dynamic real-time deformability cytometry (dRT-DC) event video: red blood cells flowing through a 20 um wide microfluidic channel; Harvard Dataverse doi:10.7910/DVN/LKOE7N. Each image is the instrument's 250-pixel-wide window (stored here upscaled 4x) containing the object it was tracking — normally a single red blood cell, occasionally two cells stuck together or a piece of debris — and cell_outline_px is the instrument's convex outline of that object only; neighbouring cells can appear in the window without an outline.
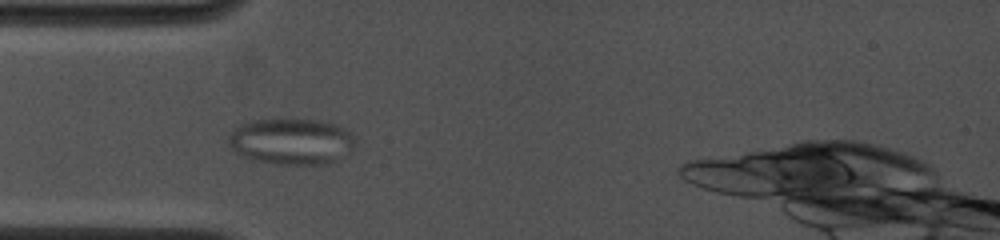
{"species": "common noctule bat (a hibernating species)", "species_latin": "Nyctalus noctula", "temperature_condition": "cold", "stored_images_in_passage": 54, "camera_frame_rate_fps": 4500, "um_per_image_px": 0.085, "animal": {"sex": "female", "body_mass_g": 19.0, "forearm_length_mm": 53.3}, "frame": {"image": 1, "passage_image": 9, "time_ms": 1.778, "image_size_px": [1000, 240], "cell_outline_px": [[352, 148], [348, 152], [324, 164], [276, 164], [252, 160], [236, 152], [228, 144], [228, 136], [232, 128], [240, 124], [252, 120], [316, 120], [332, 124], [344, 128], [352, 136]], "centroid_in_image_um": [24.66, 12.02], "position_along_channel_um": 60.3, "area_um2": 33.47}}
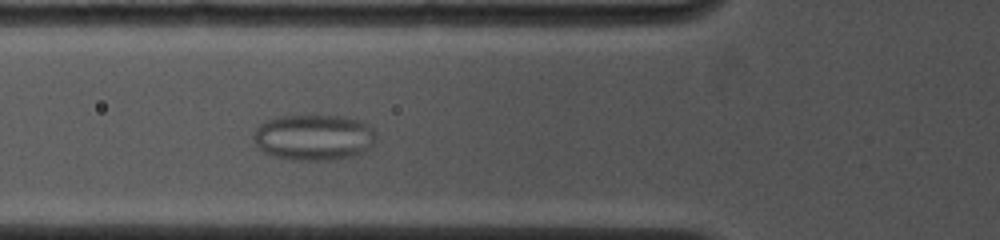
{"frame": {"image": 2, "passage_image": 14, "time_ms": 2.889, "image_size_px": [1000, 240], "cell_outline_px": [[376, 140], [372, 148], [368, 152], [352, 156], [328, 160], [296, 160], [272, 156], [260, 152], [252, 136], [256, 128], [260, 124], [268, 120], [280, 116], [344, 116], [360, 120], [368, 124], [372, 128], [376, 136]], "centroid_in_image_um": [26.7, 11.69], "position_along_channel_um": 99.1, "area_um2": 33.23}}